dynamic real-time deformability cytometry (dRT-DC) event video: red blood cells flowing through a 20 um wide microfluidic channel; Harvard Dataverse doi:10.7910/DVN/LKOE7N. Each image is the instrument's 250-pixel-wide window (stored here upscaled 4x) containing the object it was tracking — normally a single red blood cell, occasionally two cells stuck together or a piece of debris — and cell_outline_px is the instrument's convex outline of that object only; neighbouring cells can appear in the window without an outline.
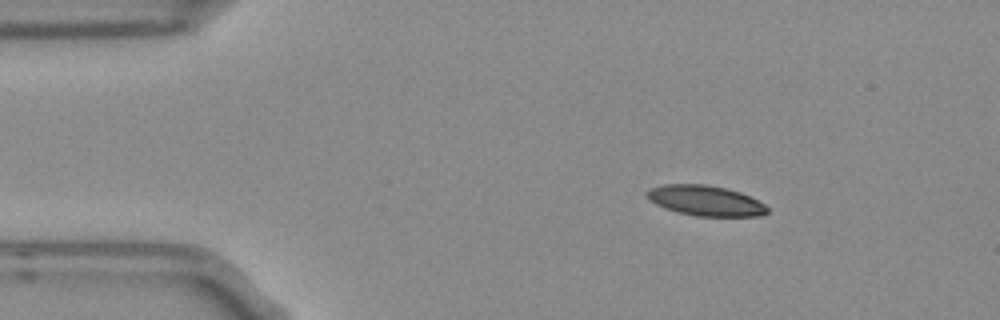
{"species": "Egyptian fruit bat (a non-hibernating species)", "species_latin": "Rousettus aegyptiacus", "temperature_condition": "room temperature", "stored_images_in_passage": 3, "camera_frame_rate_fps": 3000, "um_per_image_px": 0.085, "frame": {"image": 1, "passage_image": 1, "time_ms": 0.0, "image_size_px": [1000, 320], "cell_outline_px": [[768, 212], [760, 216], [696, 216], [680, 212], [656, 204], [648, 200], [644, 192], [652, 188], [664, 184], [704, 184], [728, 188], [740, 192], [764, 204], [768, 208]], "centroid_in_image_um": [59.96, 17.04], "position_along_channel_um": 25.0, "area_um2": 21.1}}